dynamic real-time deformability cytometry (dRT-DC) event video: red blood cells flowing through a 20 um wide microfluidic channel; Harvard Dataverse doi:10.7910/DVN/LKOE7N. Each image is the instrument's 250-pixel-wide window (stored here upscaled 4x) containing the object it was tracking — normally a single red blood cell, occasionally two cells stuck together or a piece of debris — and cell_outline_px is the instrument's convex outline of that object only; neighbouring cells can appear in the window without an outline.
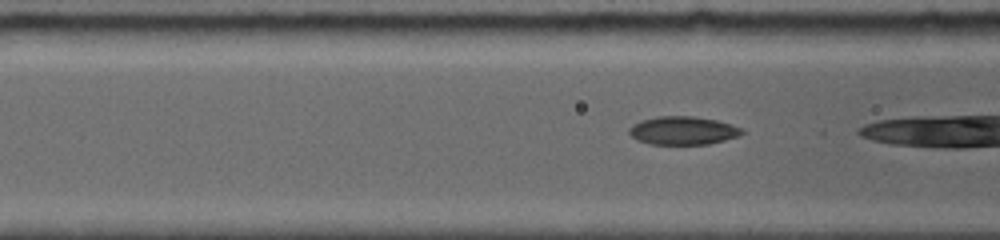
{"species": "common noctule bat (a hibernating species)", "species_latin": "Nyctalus noctula", "temperature_condition": "room temperature", "stored_images_in_passage": 30, "camera_frame_rate_fps": 5000, "um_per_image_px": 0.085, "animal": {"sex": "female", "body_mass_g": 19.0, "forearm_length_mm": 56.7}, "frame": {"image": 1, "passage_image": 4, "time_ms": 1.0, "image_size_px": [1000, 240], "cell_outline_px": [[744, 132], [740, 136], [708, 144], [648, 144], [636, 140], [628, 132], [628, 128], [632, 124], [640, 120], [656, 116], [692, 116], [716, 120], [744, 128]], "centroid_in_image_um": [58.03, 11.09], "position_along_channel_um": 108.6, "area_um2": 18.79}}
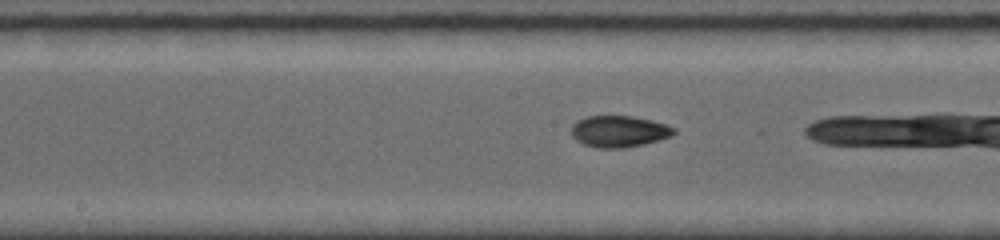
{"frame": {"image": 2, "passage_image": 12, "time_ms": 3.2, "image_size_px": [1000, 240], "cell_outline_px": [[676, 132], [672, 136], [660, 140], [644, 144], [624, 148], [600, 148], [584, 144], [576, 140], [572, 136], [572, 124], [576, 120], [588, 116], [632, 116], [652, 120], [668, 124], [676, 128]], "centroid_in_image_um": [52.65, 11.16], "position_along_channel_um": 195.5, "area_um2": 19.02}}
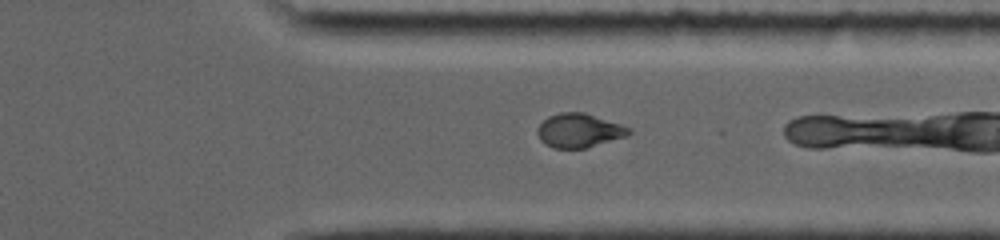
{"frame": {"image": 3, "passage_image": 23, "time_ms": 7.4, "image_size_px": [1000, 240], "cell_outline_px": [[632, 132], [628, 136], [584, 148], [552, 148], [544, 144], [540, 140], [536, 132], [536, 128], [548, 116], [560, 112], [584, 112], [632, 128]], "centroid_in_image_um": [49.21, 11.09], "position_along_channel_um": 362.2, "area_um2": 18.21}}